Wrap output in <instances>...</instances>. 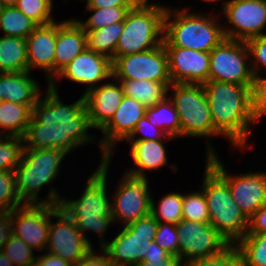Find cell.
I'll return each mask as SVG.
<instances>
[{
    "label": "cell",
    "mask_w": 266,
    "mask_h": 266,
    "mask_svg": "<svg viewBox=\"0 0 266 266\" xmlns=\"http://www.w3.org/2000/svg\"><path fill=\"white\" fill-rule=\"evenodd\" d=\"M136 266H185L177 256L171 257H155L141 261Z\"/></svg>",
    "instance_id": "48"
},
{
    "label": "cell",
    "mask_w": 266,
    "mask_h": 266,
    "mask_svg": "<svg viewBox=\"0 0 266 266\" xmlns=\"http://www.w3.org/2000/svg\"><path fill=\"white\" fill-rule=\"evenodd\" d=\"M183 264L220 254L229 244L209 222L182 219L176 224Z\"/></svg>",
    "instance_id": "13"
},
{
    "label": "cell",
    "mask_w": 266,
    "mask_h": 266,
    "mask_svg": "<svg viewBox=\"0 0 266 266\" xmlns=\"http://www.w3.org/2000/svg\"><path fill=\"white\" fill-rule=\"evenodd\" d=\"M168 96L174 104L181 123L182 137L220 136L215 130L208 100L201 84L172 83Z\"/></svg>",
    "instance_id": "9"
},
{
    "label": "cell",
    "mask_w": 266,
    "mask_h": 266,
    "mask_svg": "<svg viewBox=\"0 0 266 266\" xmlns=\"http://www.w3.org/2000/svg\"><path fill=\"white\" fill-rule=\"evenodd\" d=\"M151 195L150 214L158 221L178 224L182 220V193H169L164 195L158 207Z\"/></svg>",
    "instance_id": "33"
},
{
    "label": "cell",
    "mask_w": 266,
    "mask_h": 266,
    "mask_svg": "<svg viewBox=\"0 0 266 266\" xmlns=\"http://www.w3.org/2000/svg\"><path fill=\"white\" fill-rule=\"evenodd\" d=\"M2 251L5 252L14 266L36 262L37 255L34 256L33 249L14 234L5 243Z\"/></svg>",
    "instance_id": "40"
},
{
    "label": "cell",
    "mask_w": 266,
    "mask_h": 266,
    "mask_svg": "<svg viewBox=\"0 0 266 266\" xmlns=\"http://www.w3.org/2000/svg\"><path fill=\"white\" fill-rule=\"evenodd\" d=\"M125 173L111 201V215L127 226L150 214L151 192L146 177Z\"/></svg>",
    "instance_id": "15"
},
{
    "label": "cell",
    "mask_w": 266,
    "mask_h": 266,
    "mask_svg": "<svg viewBox=\"0 0 266 266\" xmlns=\"http://www.w3.org/2000/svg\"><path fill=\"white\" fill-rule=\"evenodd\" d=\"M248 60L245 42L224 38L210 52L209 80L247 86L266 104V94L256 82Z\"/></svg>",
    "instance_id": "8"
},
{
    "label": "cell",
    "mask_w": 266,
    "mask_h": 266,
    "mask_svg": "<svg viewBox=\"0 0 266 266\" xmlns=\"http://www.w3.org/2000/svg\"><path fill=\"white\" fill-rule=\"evenodd\" d=\"M28 71L26 39L14 36L0 37V73Z\"/></svg>",
    "instance_id": "27"
},
{
    "label": "cell",
    "mask_w": 266,
    "mask_h": 266,
    "mask_svg": "<svg viewBox=\"0 0 266 266\" xmlns=\"http://www.w3.org/2000/svg\"><path fill=\"white\" fill-rule=\"evenodd\" d=\"M36 264L37 266H72L71 263L62 259L60 256H56L49 252L43 255L41 254L40 256L37 255Z\"/></svg>",
    "instance_id": "49"
},
{
    "label": "cell",
    "mask_w": 266,
    "mask_h": 266,
    "mask_svg": "<svg viewBox=\"0 0 266 266\" xmlns=\"http://www.w3.org/2000/svg\"><path fill=\"white\" fill-rule=\"evenodd\" d=\"M118 83L107 82L83 94L92 129L101 130L121 104L124 91Z\"/></svg>",
    "instance_id": "22"
},
{
    "label": "cell",
    "mask_w": 266,
    "mask_h": 266,
    "mask_svg": "<svg viewBox=\"0 0 266 266\" xmlns=\"http://www.w3.org/2000/svg\"><path fill=\"white\" fill-rule=\"evenodd\" d=\"M37 26L16 6L2 7L0 12V31L5 33L3 36L26 39Z\"/></svg>",
    "instance_id": "31"
},
{
    "label": "cell",
    "mask_w": 266,
    "mask_h": 266,
    "mask_svg": "<svg viewBox=\"0 0 266 266\" xmlns=\"http://www.w3.org/2000/svg\"><path fill=\"white\" fill-rule=\"evenodd\" d=\"M66 155L59 149H23L20 164L14 170L16 191L23 204L60 205L62 198L54 188L46 199L40 200L39 192L60 174L59 167Z\"/></svg>",
    "instance_id": "4"
},
{
    "label": "cell",
    "mask_w": 266,
    "mask_h": 266,
    "mask_svg": "<svg viewBox=\"0 0 266 266\" xmlns=\"http://www.w3.org/2000/svg\"><path fill=\"white\" fill-rule=\"evenodd\" d=\"M54 205L24 204L12 210L13 234L34 251L46 250Z\"/></svg>",
    "instance_id": "17"
},
{
    "label": "cell",
    "mask_w": 266,
    "mask_h": 266,
    "mask_svg": "<svg viewBox=\"0 0 266 266\" xmlns=\"http://www.w3.org/2000/svg\"><path fill=\"white\" fill-rule=\"evenodd\" d=\"M111 158L101 161L94 173L87 178L86 187L82 196L77 199H62L60 208L64 210L75 222L76 227L92 246L87 238L86 231L97 233L101 242L100 249L107 243L105 231L114 222L111 215V198L107 191V171Z\"/></svg>",
    "instance_id": "3"
},
{
    "label": "cell",
    "mask_w": 266,
    "mask_h": 266,
    "mask_svg": "<svg viewBox=\"0 0 266 266\" xmlns=\"http://www.w3.org/2000/svg\"><path fill=\"white\" fill-rule=\"evenodd\" d=\"M158 221L147 215L123 226L115 238L101 249L113 266H136L147 255L148 246L155 240Z\"/></svg>",
    "instance_id": "10"
},
{
    "label": "cell",
    "mask_w": 266,
    "mask_h": 266,
    "mask_svg": "<svg viewBox=\"0 0 266 266\" xmlns=\"http://www.w3.org/2000/svg\"><path fill=\"white\" fill-rule=\"evenodd\" d=\"M86 1V5H88L90 3L91 0H85Z\"/></svg>",
    "instance_id": "55"
},
{
    "label": "cell",
    "mask_w": 266,
    "mask_h": 266,
    "mask_svg": "<svg viewBox=\"0 0 266 266\" xmlns=\"http://www.w3.org/2000/svg\"><path fill=\"white\" fill-rule=\"evenodd\" d=\"M13 235L12 211L0 212V251Z\"/></svg>",
    "instance_id": "45"
},
{
    "label": "cell",
    "mask_w": 266,
    "mask_h": 266,
    "mask_svg": "<svg viewBox=\"0 0 266 266\" xmlns=\"http://www.w3.org/2000/svg\"><path fill=\"white\" fill-rule=\"evenodd\" d=\"M185 266H243V260L236 246L229 245L218 255L190 261Z\"/></svg>",
    "instance_id": "41"
},
{
    "label": "cell",
    "mask_w": 266,
    "mask_h": 266,
    "mask_svg": "<svg viewBox=\"0 0 266 266\" xmlns=\"http://www.w3.org/2000/svg\"><path fill=\"white\" fill-rule=\"evenodd\" d=\"M33 106L3 100L0 103V135L23 137L32 117Z\"/></svg>",
    "instance_id": "26"
},
{
    "label": "cell",
    "mask_w": 266,
    "mask_h": 266,
    "mask_svg": "<svg viewBox=\"0 0 266 266\" xmlns=\"http://www.w3.org/2000/svg\"><path fill=\"white\" fill-rule=\"evenodd\" d=\"M146 107L135 99L124 96L121 104L110 121L100 130L104 134L98 145L101 147L102 160L111 158L113 146L124 141L134 130L138 121L145 116Z\"/></svg>",
    "instance_id": "20"
},
{
    "label": "cell",
    "mask_w": 266,
    "mask_h": 266,
    "mask_svg": "<svg viewBox=\"0 0 266 266\" xmlns=\"http://www.w3.org/2000/svg\"><path fill=\"white\" fill-rule=\"evenodd\" d=\"M113 80H149L171 83L168 55L162 44L148 51L117 57L112 62Z\"/></svg>",
    "instance_id": "12"
},
{
    "label": "cell",
    "mask_w": 266,
    "mask_h": 266,
    "mask_svg": "<svg viewBox=\"0 0 266 266\" xmlns=\"http://www.w3.org/2000/svg\"><path fill=\"white\" fill-rule=\"evenodd\" d=\"M18 0H0L2 7L15 6Z\"/></svg>",
    "instance_id": "52"
},
{
    "label": "cell",
    "mask_w": 266,
    "mask_h": 266,
    "mask_svg": "<svg viewBox=\"0 0 266 266\" xmlns=\"http://www.w3.org/2000/svg\"><path fill=\"white\" fill-rule=\"evenodd\" d=\"M214 130L234 146L248 145L250 124L266 114V104L247 86L219 81L203 84Z\"/></svg>",
    "instance_id": "2"
},
{
    "label": "cell",
    "mask_w": 266,
    "mask_h": 266,
    "mask_svg": "<svg viewBox=\"0 0 266 266\" xmlns=\"http://www.w3.org/2000/svg\"><path fill=\"white\" fill-rule=\"evenodd\" d=\"M204 1H207V2H218L219 0H204Z\"/></svg>",
    "instance_id": "54"
},
{
    "label": "cell",
    "mask_w": 266,
    "mask_h": 266,
    "mask_svg": "<svg viewBox=\"0 0 266 266\" xmlns=\"http://www.w3.org/2000/svg\"><path fill=\"white\" fill-rule=\"evenodd\" d=\"M15 6L37 25L55 22L51 14L53 0H18Z\"/></svg>",
    "instance_id": "37"
},
{
    "label": "cell",
    "mask_w": 266,
    "mask_h": 266,
    "mask_svg": "<svg viewBox=\"0 0 266 266\" xmlns=\"http://www.w3.org/2000/svg\"><path fill=\"white\" fill-rule=\"evenodd\" d=\"M140 0L126 14L114 60L117 57L148 51L164 40V17L167 7Z\"/></svg>",
    "instance_id": "7"
},
{
    "label": "cell",
    "mask_w": 266,
    "mask_h": 266,
    "mask_svg": "<svg viewBox=\"0 0 266 266\" xmlns=\"http://www.w3.org/2000/svg\"><path fill=\"white\" fill-rule=\"evenodd\" d=\"M23 149V137L0 135V171L15 170Z\"/></svg>",
    "instance_id": "35"
},
{
    "label": "cell",
    "mask_w": 266,
    "mask_h": 266,
    "mask_svg": "<svg viewBox=\"0 0 266 266\" xmlns=\"http://www.w3.org/2000/svg\"><path fill=\"white\" fill-rule=\"evenodd\" d=\"M218 20L214 15L167 7L163 45L210 53L225 38L224 26H219Z\"/></svg>",
    "instance_id": "5"
},
{
    "label": "cell",
    "mask_w": 266,
    "mask_h": 266,
    "mask_svg": "<svg viewBox=\"0 0 266 266\" xmlns=\"http://www.w3.org/2000/svg\"><path fill=\"white\" fill-rule=\"evenodd\" d=\"M0 266H14L12 261L3 251H0Z\"/></svg>",
    "instance_id": "51"
},
{
    "label": "cell",
    "mask_w": 266,
    "mask_h": 266,
    "mask_svg": "<svg viewBox=\"0 0 266 266\" xmlns=\"http://www.w3.org/2000/svg\"><path fill=\"white\" fill-rule=\"evenodd\" d=\"M57 22L38 25L26 38L28 71L40 68L45 72L48 85L54 80V56Z\"/></svg>",
    "instance_id": "21"
},
{
    "label": "cell",
    "mask_w": 266,
    "mask_h": 266,
    "mask_svg": "<svg viewBox=\"0 0 266 266\" xmlns=\"http://www.w3.org/2000/svg\"><path fill=\"white\" fill-rule=\"evenodd\" d=\"M182 219L209 222L208 206L202 189L194 193L182 194Z\"/></svg>",
    "instance_id": "36"
},
{
    "label": "cell",
    "mask_w": 266,
    "mask_h": 266,
    "mask_svg": "<svg viewBox=\"0 0 266 266\" xmlns=\"http://www.w3.org/2000/svg\"><path fill=\"white\" fill-rule=\"evenodd\" d=\"M166 250L161 248L156 242L151 241L148 250H147V255H144V259L142 261L148 260V258H155V257H171Z\"/></svg>",
    "instance_id": "50"
},
{
    "label": "cell",
    "mask_w": 266,
    "mask_h": 266,
    "mask_svg": "<svg viewBox=\"0 0 266 266\" xmlns=\"http://www.w3.org/2000/svg\"><path fill=\"white\" fill-rule=\"evenodd\" d=\"M123 87L124 96L152 107L168 97V87L172 83H161L149 80H116Z\"/></svg>",
    "instance_id": "28"
},
{
    "label": "cell",
    "mask_w": 266,
    "mask_h": 266,
    "mask_svg": "<svg viewBox=\"0 0 266 266\" xmlns=\"http://www.w3.org/2000/svg\"><path fill=\"white\" fill-rule=\"evenodd\" d=\"M93 250L72 266H113L102 249L99 255Z\"/></svg>",
    "instance_id": "46"
},
{
    "label": "cell",
    "mask_w": 266,
    "mask_h": 266,
    "mask_svg": "<svg viewBox=\"0 0 266 266\" xmlns=\"http://www.w3.org/2000/svg\"><path fill=\"white\" fill-rule=\"evenodd\" d=\"M23 266H37V264H36V262H33V263L25 264Z\"/></svg>",
    "instance_id": "53"
},
{
    "label": "cell",
    "mask_w": 266,
    "mask_h": 266,
    "mask_svg": "<svg viewBox=\"0 0 266 266\" xmlns=\"http://www.w3.org/2000/svg\"><path fill=\"white\" fill-rule=\"evenodd\" d=\"M209 211V223L235 245L248 231L249 219L232 198L228 184L206 163L202 183Z\"/></svg>",
    "instance_id": "6"
},
{
    "label": "cell",
    "mask_w": 266,
    "mask_h": 266,
    "mask_svg": "<svg viewBox=\"0 0 266 266\" xmlns=\"http://www.w3.org/2000/svg\"><path fill=\"white\" fill-rule=\"evenodd\" d=\"M207 144L206 163L228 184L232 198L249 219L266 203V173L248 172L231 175L218 158L211 143Z\"/></svg>",
    "instance_id": "11"
},
{
    "label": "cell",
    "mask_w": 266,
    "mask_h": 266,
    "mask_svg": "<svg viewBox=\"0 0 266 266\" xmlns=\"http://www.w3.org/2000/svg\"><path fill=\"white\" fill-rule=\"evenodd\" d=\"M165 140H141L129 141L131 144L130 157H132L133 165H136L127 173L146 177L145 170H156L163 167L167 163V155L165 145L162 143Z\"/></svg>",
    "instance_id": "25"
},
{
    "label": "cell",
    "mask_w": 266,
    "mask_h": 266,
    "mask_svg": "<svg viewBox=\"0 0 266 266\" xmlns=\"http://www.w3.org/2000/svg\"><path fill=\"white\" fill-rule=\"evenodd\" d=\"M41 95L32 107V117L23 136L24 148L59 149L69 154L94 139L85 100L82 95L75 103L65 105L58 95L56 84H49L44 98Z\"/></svg>",
    "instance_id": "1"
},
{
    "label": "cell",
    "mask_w": 266,
    "mask_h": 266,
    "mask_svg": "<svg viewBox=\"0 0 266 266\" xmlns=\"http://www.w3.org/2000/svg\"><path fill=\"white\" fill-rule=\"evenodd\" d=\"M138 133L144 134V136L136 138V135ZM172 138L173 137L168 136L163 130L151 124V122H149L147 118L144 116L138 121L134 130L125 140L127 141L169 140Z\"/></svg>",
    "instance_id": "43"
},
{
    "label": "cell",
    "mask_w": 266,
    "mask_h": 266,
    "mask_svg": "<svg viewBox=\"0 0 266 266\" xmlns=\"http://www.w3.org/2000/svg\"><path fill=\"white\" fill-rule=\"evenodd\" d=\"M133 7H108V8H86L94 12L86 21H77L83 30H96L106 25L123 22L126 14Z\"/></svg>",
    "instance_id": "34"
},
{
    "label": "cell",
    "mask_w": 266,
    "mask_h": 266,
    "mask_svg": "<svg viewBox=\"0 0 266 266\" xmlns=\"http://www.w3.org/2000/svg\"><path fill=\"white\" fill-rule=\"evenodd\" d=\"M22 205L16 191L14 170L0 171V212H11Z\"/></svg>",
    "instance_id": "38"
},
{
    "label": "cell",
    "mask_w": 266,
    "mask_h": 266,
    "mask_svg": "<svg viewBox=\"0 0 266 266\" xmlns=\"http://www.w3.org/2000/svg\"><path fill=\"white\" fill-rule=\"evenodd\" d=\"M59 77L86 85V93L98 87L101 81L113 78L112 60L86 47L50 84H56Z\"/></svg>",
    "instance_id": "19"
},
{
    "label": "cell",
    "mask_w": 266,
    "mask_h": 266,
    "mask_svg": "<svg viewBox=\"0 0 266 266\" xmlns=\"http://www.w3.org/2000/svg\"><path fill=\"white\" fill-rule=\"evenodd\" d=\"M222 8L229 23L223 28L225 38L246 42L266 35V0H229Z\"/></svg>",
    "instance_id": "14"
},
{
    "label": "cell",
    "mask_w": 266,
    "mask_h": 266,
    "mask_svg": "<svg viewBox=\"0 0 266 266\" xmlns=\"http://www.w3.org/2000/svg\"><path fill=\"white\" fill-rule=\"evenodd\" d=\"M39 88L29 71L0 73V97L5 101L35 105L42 95Z\"/></svg>",
    "instance_id": "24"
},
{
    "label": "cell",
    "mask_w": 266,
    "mask_h": 266,
    "mask_svg": "<svg viewBox=\"0 0 266 266\" xmlns=\"http://www.w3.org/2000/svg\"><path fill=\"white\" fill-rule=\"evenodd\" d=\"M164 47L171 83L203 85L209 81L210 53L176 46Z\"/></svg>",
    "instance_id": "18"
},
{
    "label": "cell",
    "mask_w": 266,
    "mask_h": 266,
    "mask_svg": "<svg viewBox=\"0 0 266 266\" xmlns=\"http://www.w3.org/2000/svg\"><path fill=\"white\" fill-rule=\"evenodd\" d=\"M140 0H91L86 8L134 7Z\"/></svg>",
    "instance_id": "47"
},
{
    "label": "cell",
    "mask_w": 266,
    "mask_h": 266,
    "mask_svg": "<svg viewBox=\"0 0 266 266\" xmlns=\"http://www.w3.org/2000/svg\"><path fill=\"white\" fill-rule=\"evenodd\" d=\"M235 246L243 266H266V233L245 234Z\"/></svg>",
    "instance_id": "32"
},
{
    "label": "cell",
    "mask_w": 266,
    "mask_h": 266,
    "mask_svg": "<svg viewBox=\"0 0 266 266\" xmlns=\"http://www.w3.org/2000/svg\"><path fill=\"white\" fill-rule=\"evenodd\" d=\"M145 117L151 124L163 130L168 136L173 138L181 137L179 115L168 97L152 107H147Z\"/></svg>",
    "instance_id": "30"
},
{
    "label": "cell",
    "mask_w": 266,
    "mask_h": 266,
    "mask_svg": "<svg viewBox=\"0 0 266 266\" xmlns=\"http://www.w3.org/2000/svg\"><path fill=\"white\" fill-rule=\"evenodd\" d=\"M155 242L170 255L179 257V239L175 224L158 222Z\"/></svg>",
    "instance_id": "42"
},
{
    "label": "cell",
    "mask_w": 266,
    "mask_h": 266,
    "mask_svg": "<svg viewBox=\"0 0 266 266\" xmlns=\"http://www.w3.org/2000/svg\"><path fill=\"white\" fill-rule=\"evenodd\" d=\"M54 217L58 221L55 224L50 221L46 251L60 256L73 265L94 247L89 244L73 219L59 205H54Z\"/></svg>",
    "instance_id": "16"
},
{
    "label": "cell",
    "mask_w": 266,
    "mask_h": 266,
    "mask_svg": "<svg viewBox=\"0 0 266 266\" xmlns=\"http://www.w3.org/2000/svg\"><path fill=\"white\" fill-rule=\"evenodd\" d=\"M86 47V32L75 19L57 22L54 79Z\"/></svg>",
    "instance_id": "23"
},
{
    "label": "cell",
    "mask_w": 266,
    "mask_h": 266,
    "mask_svg": "<svg viewBox=\"0 0 266 266\" xmlns=\"http://www.w3.org/2000/svg\"><path fill=\"white\" fill-rule=\"evenodd\" d=\"M245 43L250 54L251 61L249 62L251 65L252 73L260 89L266 94V78L261 77V75L259 74L260 64L266 68V35L249 39Z\"/></svg>",
    "instance_id": "39"
},
{
    "label": "cell",
    "mask_w": 266,
    "mask_h": 266,
    "mask_svg": "<svg viewBox=\"0 0 266 266\" xmlns=\"http://www.w3.org/2000/svg\"><path fill=\"white\" fill-rule=\"evenodd\" d=\"M266 233V203L261 206L250 218L246 234Z\"/></svg>",
    "instance_id": "44"
},
{
    "label": "cell",
    "mask_w": 266,
    "mask_h": 266,
    "mask_svg": "<svg viewBox=\"0 0 266 266\" xmlns=\"http://www.w3.org/2000/svg\"><path fill=\"white\" fill-rule=\"evenodd\" d=\"M86 32L87 48L109 57L112 62L116 46L123 31V22L106 25L96 30H84Z\"/></svg>",
    "instance_id": "29"
}]
</instances>
